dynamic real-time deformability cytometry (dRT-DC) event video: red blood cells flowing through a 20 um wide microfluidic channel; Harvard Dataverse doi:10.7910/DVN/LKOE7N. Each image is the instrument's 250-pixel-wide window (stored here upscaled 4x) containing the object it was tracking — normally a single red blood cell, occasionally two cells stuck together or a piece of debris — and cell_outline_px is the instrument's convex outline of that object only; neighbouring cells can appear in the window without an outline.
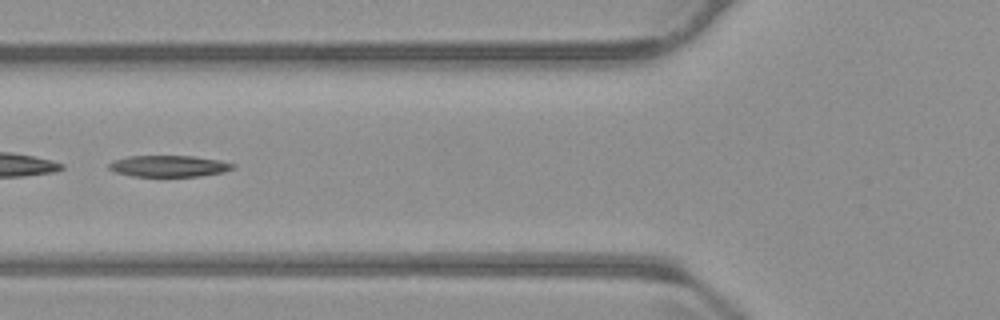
{"species": "common noctule bat (a hibernating species)", "species_latin": "Nyctalus noctula", "temperature_condition": "warm", "stored_images_in_passage": 54, "segment_of_instrument_passage": [2, 2], "camera_frame_rate_fps": 3000, "um_per_image_px": 0.085, "animal": {"sex": "male", "body_mass_g": 23.1, "forearm_length_mm": 52.7}, "frame": {"image": 1, "passage_image": 21, "time_ms": 6.667, "image_size_px": [1000, 320], "cell_outline_px": [[236, 168], [224, 172], [200, 176], [132, 176], [116, 172], [108, 168], [108, 164], [112, 160], [128, 156], [196, 156], [220, 160], [236, 164]], "centroid_in_image_um": [14.39, 14.11], "position_along_channel_um": 111.4, "area_um2": 15.61}}
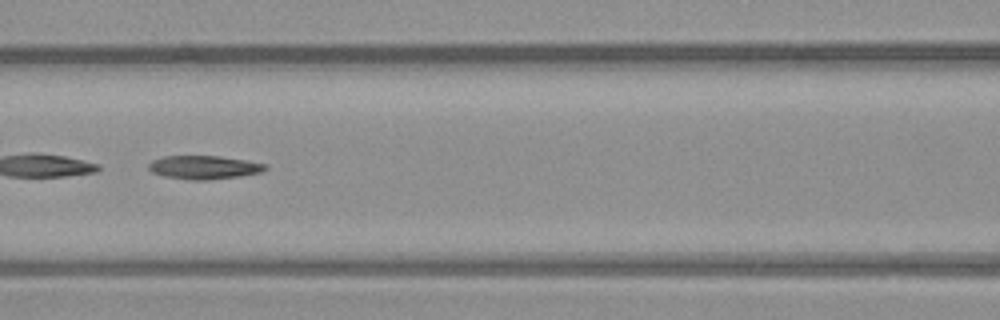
{"frame": {"image": 2, "passage_image": 24, "time_ms": 7.667, "image_size_px": [1000, 320], "cell_outline_px": [[268, 168], [260, 172], [240, 176], [204, 180], [192, 180], [164, 176], [152, 172], [148, 168], [148, 164], [152, 160], [164, 156], [220, 156], [248, 160], [268, 164]], "centroid_in_image_um": [17.36, 14.21], "position_along_channel_um": 149.2, "area_um2": 16.01}}
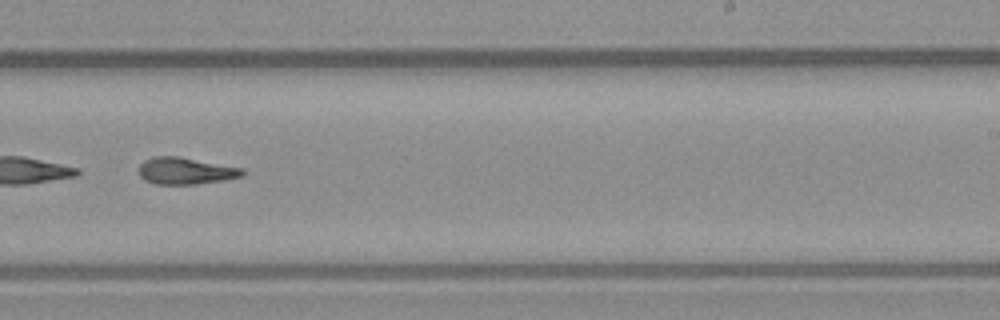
{"frame": {"image": 3, "passage_image": 34, "time_ms": 11.0, "image_size_px": [1000, 320], "cell_outline_px": [[248, 172], [244, 176], [224, 180], [196, 184], [156, 184], [144, 180], [140, 176], [136, 168], [144, 160], [152, 156], [180, 156], [244, 168]], "centroid_in_image_um": [15.79, 14.51], "position_along_channel_um": 273.2, "area_um2": 16.65}}